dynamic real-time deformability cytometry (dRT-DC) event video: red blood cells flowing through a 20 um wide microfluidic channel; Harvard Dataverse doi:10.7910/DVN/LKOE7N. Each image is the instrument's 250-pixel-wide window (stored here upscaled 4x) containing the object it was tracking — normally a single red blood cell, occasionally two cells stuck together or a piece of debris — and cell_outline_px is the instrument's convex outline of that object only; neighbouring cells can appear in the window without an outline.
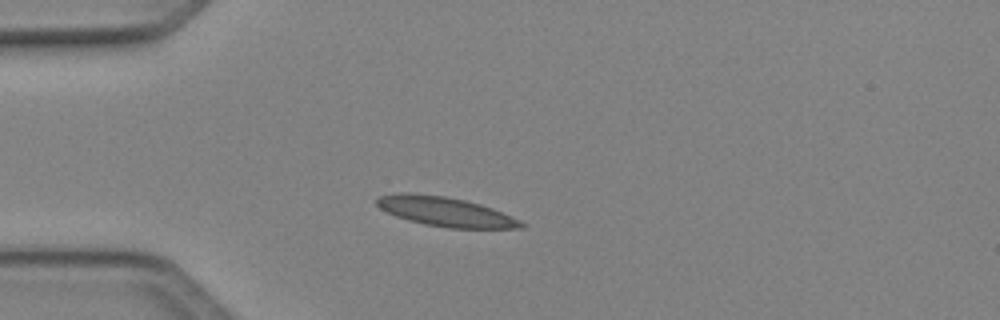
{"species": "Egyptian fruit bat (a non-hibernating species)", "species_latin": "Rousettus aegyptiacus", "temperature_condition": "cold", "stored_images_in_passage": 37, "camera_frame_rate_fps": 3000, "um_per_image_px": 0.085, "animal": {"sex": "female"}, "frame": {"image": 1, "passage_image": 1, "time_ms": 0.0, "image_size_px": [1000, 320], "cell_outline_px": [[528, 224], [524, 228], [448, 228], [424, 224], [408, 220], [396, 216], [380, 208], [376, 204], [376, 200], [380, 196], [392, 192], [412, 192], [444, 196], [464, 200], [480, 204], [492, 208], [520, 220]], "centroid_in_image_um": [37.85, 17.98], "position_along_channel_um": 47.2, "area_um2": 24.85}}
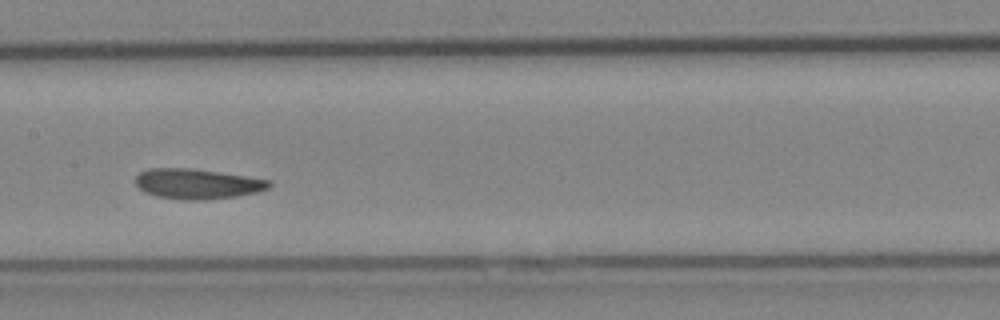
{"frame": {"image": 2, "passage_image": 13, "time_ms": 4.0, "image_size_px": [1000, 320], "cell_outline_px": [[272, 184], [268, 188], [256, 192], [236, 196], [204, 200], [184, 200], [156, 196], [144, 192], [136, 184], [136, 176], [140, 172], [148, 168], [188, 168], [272, 180]], "centroid_in_image_um": [16.75, 15.63], "position_along_channel_um": 190.7, "area_um2": 23.29}}
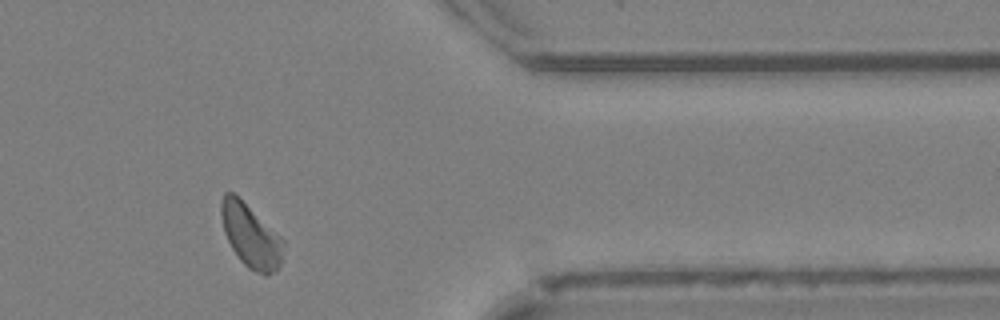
{"frame": {"image": 3, "passage_image": 29, "time_ms": 9.333, "image_size_px": [1000, 320], "cell_outline_px": [[284, 244], [280, 264], [276, 272], [268, 276], [264, 276], [248, 268], [240, 260], [232, 248], [224, 232], [220, 212], [220, 204], [224, 192], [232, 192], [280, 236], [284, 240]], "centroid_in_image_um": [21.31, 20.09], "position_along_channel_um": 390.1, "area_um2": 22.66}, "authors_computed_cell_mechanics": {"area_um2": 22.7732, "velocity_mm_per_s": 4.0637, "shape_relaxation_time_tau1_ms": 4.5723, "shape_relaxation_time_tau2_ms": 2.3595, "deformation_change_tau1": 0.1077, "deformation_change_tau2": 0.0662}}